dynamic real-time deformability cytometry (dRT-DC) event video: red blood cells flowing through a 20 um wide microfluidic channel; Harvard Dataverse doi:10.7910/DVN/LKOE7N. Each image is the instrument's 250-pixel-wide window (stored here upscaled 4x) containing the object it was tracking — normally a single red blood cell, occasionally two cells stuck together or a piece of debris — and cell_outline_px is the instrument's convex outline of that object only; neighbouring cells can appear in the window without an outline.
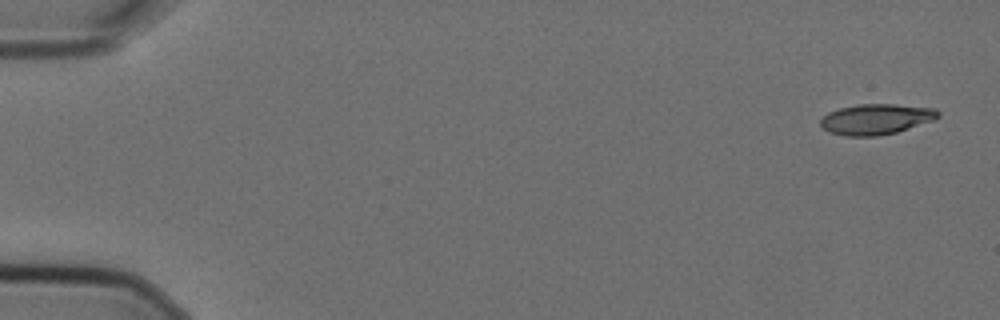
{"species": "Egyptian fruit bat (a non-hibernating species)", "species_latin": "Rousettus aegyptiacus", "temperature_condition": "cold", "stored_images_in_passage": 5, "segment_of_instrument_passage": [1, 2], "camera_frame_rate_fps": 3000, "um_per_image_px": 0.085, "animal": {"sex": "female"}, "frame": {"image": 1, "passage_image": 1, "time_ms": 0.0, "image_size_px": [1000, 320], "cell_outline_px": [[940, 116], [932, 120], [896, 132], [880, 136], [844, 136], [828, 132], [820, 124], [820, 120], [828, 112], [840, 108], [856, 104], [896, 104], [936, 108], [940, 112]], "centroid_in_image_um": [74.46, 10.12], "position_along_channel_um": 10.5, "area_um2": 20.98}}
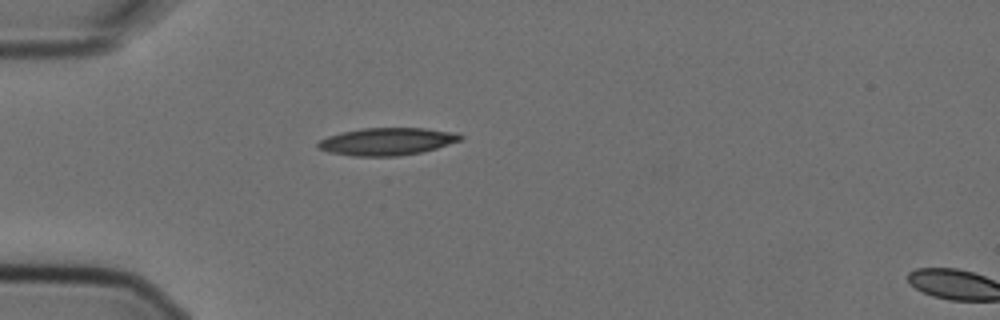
{"frame": {"image": 2, "passage_image": 4, "time_ms": 1.0, "image_size_px": [1000, 320], "cell_outline_px": [[464, 136], [460, 140], [436, 148], [420, 152], [400, 156], [352, 156], [328, 152], [316, 148], [316, 144], [320, 140], [328, 136], [340, 132], [360, 128], [424, 128], [456, 132]], "centroid_in_image_um": [32.85, 12.02], "position_along_channel_um": 52.1, "area_um2": 22.89}}